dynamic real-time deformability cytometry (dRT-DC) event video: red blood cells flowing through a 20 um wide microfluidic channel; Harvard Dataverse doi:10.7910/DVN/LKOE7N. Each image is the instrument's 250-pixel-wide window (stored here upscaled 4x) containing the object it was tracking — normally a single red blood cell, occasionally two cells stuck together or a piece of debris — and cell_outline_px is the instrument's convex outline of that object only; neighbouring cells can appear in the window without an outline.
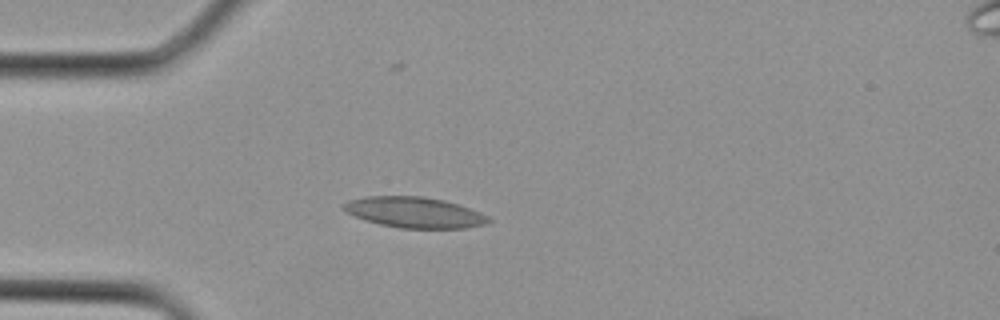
{"species": "Egyptian fruit bat (a non-hibernating species)", "species_latin": "Rousettus aegyptiacus", "temperature_condition": "cold", "stored_images_in_passage": 2, "camera_frame_rate_fps": 3000, "um_per_image_px": 0.085, "animal": {"sex": "female"}, "frame": {"image": 1, "passage_image": 1, "time_ms": 0.0, "image_size_px": [1000, 320], "cell_outline_px": [[492, 220], [488, 224], [464, 228], [400, 228], [380, 224], [364, 220], [340, 208], [340, 204], [348, 200], [368, 196], [424, 196], [444, 200], [480, 212], [488, 216]], "centroid_in_image_um": [35.21, 18.05], "position_along_channel_um": 49.8, "area_um2": 26.01}}